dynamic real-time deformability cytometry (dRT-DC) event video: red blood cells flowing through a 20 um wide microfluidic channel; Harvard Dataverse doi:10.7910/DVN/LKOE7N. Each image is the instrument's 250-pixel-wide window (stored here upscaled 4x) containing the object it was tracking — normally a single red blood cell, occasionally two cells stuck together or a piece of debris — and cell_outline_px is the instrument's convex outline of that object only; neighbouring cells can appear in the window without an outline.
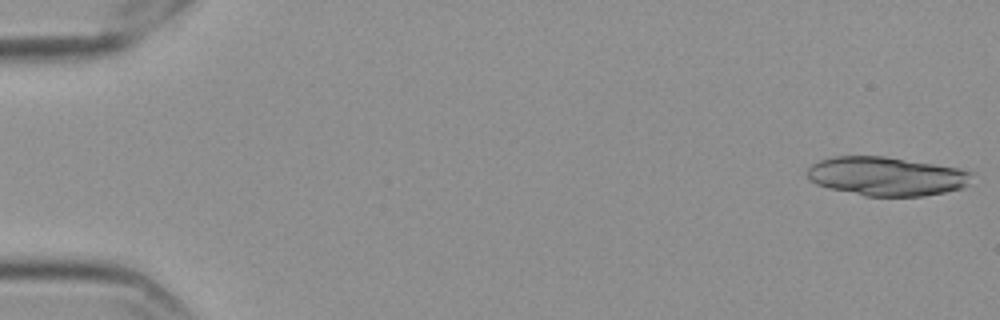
{"species": "Egyptian fruit bat (a non-hibernating species)", "species_latin": "Rousettus aegyptiacus", "temperature_condition": "cold", "stored_images_in_passage": 18, "camera_frame_rate_fps": 3000, "um_per_image_px": 0.085, "frame": {"image": 1, "passage_image": 1, "time_ms": 0.0, "image_size_px": [1000, 320], "cell_outline_px": [[976, 172], [968, 184], [964, 188], [924, 196], [864, 196], [828, 188], [816, 184], [808, 180], [804, 172], [812, 164], [820, 160], [836, 156], [884, 156], [960, 168]], "centroid_in_image_um": [75.36, 14.98], "position_along_channel_um": 9.6, "area_um2": 37.74}}